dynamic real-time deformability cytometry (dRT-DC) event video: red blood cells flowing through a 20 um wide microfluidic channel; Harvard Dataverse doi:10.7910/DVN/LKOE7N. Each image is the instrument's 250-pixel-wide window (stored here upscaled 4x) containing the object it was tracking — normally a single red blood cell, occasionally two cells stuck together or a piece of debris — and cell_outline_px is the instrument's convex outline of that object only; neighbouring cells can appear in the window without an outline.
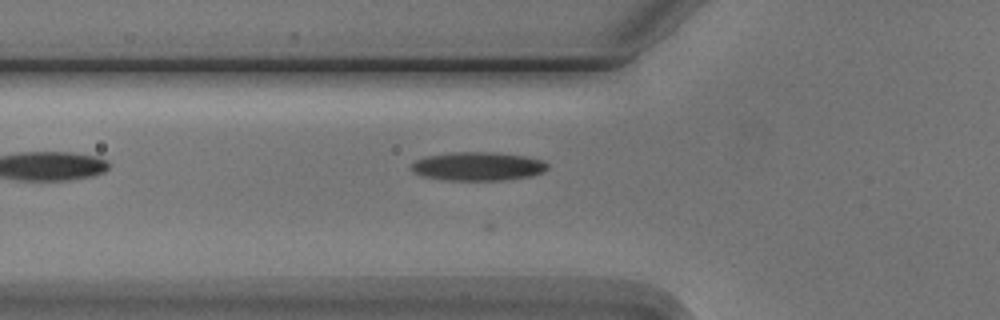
{"species": "Egyptian fruit bat (a non-hibernating species)", "species_latin": "Rousettus aegyptiacus", "temperature_condition": "cold", "stored_images_in_passage": 7, "camera_frame_rate_fps": 3000, "um_per_image_px": 0.085, "animal": {"sex": "male"}, "frame": {"image": 1, "passage_image": 6, "time_ms": 6.0, "image_size_px": [1000, 320], "cell_outline_px": [[548, 168], [544, 172], [532, 176], [504, 180], [444, 180], [420, 176], [412, 172], [408, 168], [416, 160], [424, 156], [452, 152], [492, 152], [524, 156], [544, 160], [548, 164]], "centroid_in_image_um": [40.59, 14.14], "position_along_channel_um": 85.2, "area_um2": 23.06}}